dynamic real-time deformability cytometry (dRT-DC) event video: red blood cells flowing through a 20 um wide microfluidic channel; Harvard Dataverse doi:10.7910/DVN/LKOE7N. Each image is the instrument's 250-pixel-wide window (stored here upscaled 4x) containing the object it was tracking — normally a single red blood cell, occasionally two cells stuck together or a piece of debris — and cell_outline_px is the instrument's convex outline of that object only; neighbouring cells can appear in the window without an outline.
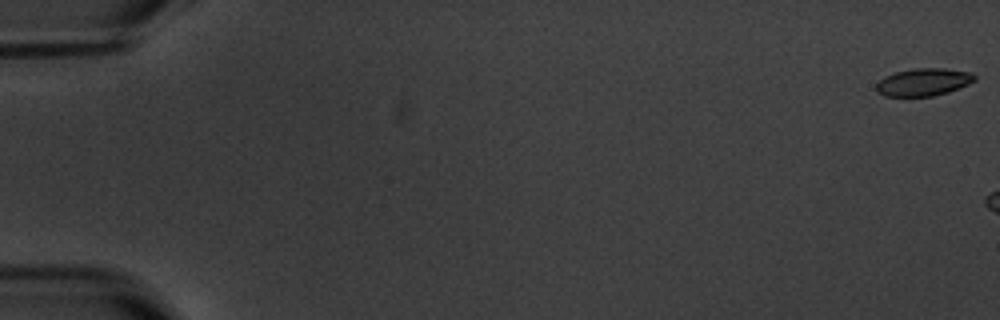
{"species": "common noctule bat (a hibernating species)", "species_latin": "Nyctalus noctula", "temperature_condition": "warm", "stored_images_in_passage": 3, "segment_of_instrument_passage": [2, 2], "camera_frame_rate_fps": 3000, "um_per_image_px": 0.085, "animal": {"sex": "male", "body_mass_g": 20.1, "forearm_length_mm": 53.5}, "frame": {"image": 1, "passage_image": 3, "time_ms": 3.333, "image_size_px": [1000, 320], "cell_outline_px": [[976, 80], [968, 84], [948, 92], [932, 96], [884, 96], [876, 92], [876, 84], [884, 76], [896, 72], [916, 68], [944, 68], [972, 72], [976, 76]], "centroid_in_image_um": [78.5, 6.97], "position_along_channel_um": 6.5, "area_um2": 15.84}}